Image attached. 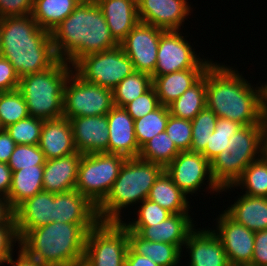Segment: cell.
I'll use <instances>...</instances> for the list:
<instances>
[{
    "instance_id": "obj_1",
    "label": "cell",
    "mask_w": 267,
    "mask_h": 266,
    "mask_svg": "<svg viewBox=\"0 0 267 266\" xmlns=\"http://www.w3.org/2000/svg\"><path fill=\"white\" fill-rule=\"evenodd\" d=\"M267 82L251 85L238 70L212 63L206 70V107L218 118L257 125L265 119Z\"/></svg>"
},
{
    "instance_id": "obj_2",
    "label": "cell",
    "mask_w": 267,
    "mask_h": 266,
    "mask_svg": "<svg viewBox=\"0 0 267 266\" xmlns=\"http://www.w3.org/2000/svg\"><path fill=\"white\" fill-rule=\"evenodd\" d=\"M51 37L57 58L71 66L87 54L119 45L111 35L96 1L80 2L74 11L52 30Z\"/></svg>"
},
{
    "instance_id": "obj_3",
    "label": "cell",
    "mask_w": 267,
    "mask_h": 266,
    "mask_svg": "<svg viewBox=\"0 0 267 266\" xmlns=\"http://www.w3.org/2000/svg\"><path fill=\"white\" fill-rule=\"evenodd\" d=\"M0 55L18 76L44 71L57 60L51 33L38 26L32 15L0 18Z\"/></svg>"
},
{
    "instance_id": "obj_4",
    "label": "cell",
    "mask_w": 267,
    "mask_h": 266,
    "mask_svg": "<svg viewBox=\"0 0 267 266\" xmlns=\"http://www.w3.org/2000/svg\"><path fill=\"white\" fill-rule=\"evenodd\" d=\"M96 225L51 222L29 230L19 248L46 266H68L83 260L86 235Z\"/></svg>"
},
{
    "instance_id": "obj_5",
    "label": "cell",
    "mask_w": 267,
    "mask_h": 266,
    "mask_svg": "<svg viewBox=\"0 0 267 266\" xmlns=\"http://www.w3.org/2000/svg\"><path fill=\"white\" fill-rule=\"evenodd\" d=\"M163 171L164 167L160 164L126 158L107 196L97 206L100 222H122L121 210L147 199L151 187Z\"/></svg>"
},
{
    "instance_id": "obj_6",
    "label": "cell",
    "mask_w": 267,
    "mask_h": 266,
    "mask_svg": "<svg viewBox=\"0 0 267 266\" xmlns=\"http://www.w3.org/2000/svg\"><path fill=\"white\" fill-rule=\"evenodd\" d=\"M73 66L57 60L50 68L20 78L22 94L31 117L53 120L63 117L64 85Z\"/></svg>"
},
{
    "instance_id": "obj_7",
    "label": "cell",
    "mask_w": 267,
    "mask_h": 266,
    "mask_svg": "<svg viewBox=\"0 0 267 266\" xmlns=\"http://www.w3.org/2000/svg\"><path fill=\"white\" fill-rule=\"evenodd\" d=\"M265 137V119L257 125L243 126L230 137L228 149L210 162L212 177L221 189L233 186L249 164L263 155Z\"/></svg>"
},
{
    "instance_id": "obj_8",
    "label": "cell",
    "mask_w": 267,
    "mask_h": 266,
    "mask_svg": "<svg viewBox=\"0 0 267 266\" xmlns=\"http://www.w3.org/2000/svg\"><path fill=\"white\" fill-rule=\"evenodd\" d=\"M126 157L113 153L82 154L75 189L98 206L107 196Z\"/></svg>"
},
{
    "instance_id": "obj_9",
    "label": "cell",
    "mask_w": 267,
    "mask_h": 266,
    "mask_svg": "<svg viewBox=\"0 0 267 266\" xmlns=\"http://www.w3.org/2000/svg\"><path fill=\"white\" fill-rule=\"evenodd\" d=\"M128 247L122 222H99L86 235L83 260L88 266H124Z\"/></svg>"
},
{
    "instance_id": "obj_10",
    "label": "cell",
    "mask_w": 267,
    "mask_h": 266,
    "mask_svg": "<svg viewBox=\"0 0 267 266\" xmlns=\"http://www.w3.org/2000/svg\"><path fill=\"white\" fill-rule=\"evenodd\" d=\"M73 69L84 81L111 90L135 71L120 45L83 56L73 65Z\"/></svg>"
},
{
    "instance_id": "obj_11",
    "label": "cell",
    "mask_w": 267,
    "mask_h": 266,
    "mask_svg": "<svg viewBox=\"0 0 267 266\" xmlns=\"http://www.w3.org/2000/svg\"><path fill=\"white\" fill-rule=\"evenodd\" d=\"M113 90L84 81L74 71L63 91V117L106 115L114 107Z\"/></svg>"
},
{
    "instance_id": "obj_12",
    "label": "cell",
    "mask_w": 267,
    "mask_h": 266,
    "mask_svg": "<svg viewBox=\"0 0 267 266\" xmlns=\"http://www.w3.org/2000/svg\"><path fill=\"white\" fill-rule=\"evenodd\" d=\"M179 30L164 31L159 40L157 63L152 77L185 70L208 69L213 61L201 59Z\"/></svg>"
},
{
    "instance_id": "obj_13",
    "label": "cell",
    "mask_w": 267,
    "mask_h": 266,
    "mask_svg": "<svg viewBox=\"0 0 267 266\" xmlns=\"http://www.w3.org/2000/svg\"><path fill=\"white\" fill-rule=\"evenodd\" d=\"M164 170L186 195L197 192L206 179L212 193L222 191L212 177L210 162L201 153L180 152Z\"/></svg>"
},
{
    "instance_id": "obj_14",
    "label": "cell",
    "mask_w": 267,
    "mask_h": 266,
    "mask_svg": "<svg viewBox=\"0 0 267 266\" xmlns=\"http://www.w3.org/2000/svg\"><path fill=\"white\" fill-rule=\"evenodd\" d=\"M164 31L139 21L119 44L133 63L135 71L151 76L154 74L159 40Z\"/></svg>"
},
{
    "instance_id": "obj_15",
    "label": "cell",
    "mask_w": 267,
    "mask_h": 266,
    "mask_svg": "<svg viewBox=\"0 0 267 266\" xmlns=\"http://www.w3.org/2000/svg\"><path fill=\"white\" fill-rule=\"evenodd\" d=\"M212 231L221 241L230 266L250 265L254 252L255 232L236 222L225 211L217 218Z\"/></svg>"
},
{
    "instance_id": "obj_16",
    "label": "cell",
    "mask_w": 267,
    "mask_h": 266,
    "mask_svg": "<svg viewBox=\"0 0 267 266\" xmlns=\"http://www.w3.org/2000/svg\"><path fill=\"white\" fill-rule=\"evenodd\" d=\"M188 0H137L139 21L165 31L179 30L188 15L191 5Z\"/></svg>"
},
{
    "instance_id": "obj_17",
    "label": "cell",
    "mask_w": 267,
    "mask_h": 266,
    "mask_svg": "<svg viewBox=\"0 0 267 266\" xmlns=\"http://www.w3.org/2000/svg\"><path fill=\"white\" fill-rule=\"evenodd\" d=\"M76 151L81 154L108 153L107 115L68 118Z\"/></svg>"
},
{
    "instance_id": "obj_18",
    "label": "cell",
    "mask_w": 267,
    "mask_h": 266,
    "mask_svg": "<svg viewBox=\"0 0 267 266\" xmlns=\"http://www.w3.org/2000/svg\"><path fill=\"white\" fill-rule=\"evenodd\" d=\"M199 230L194 228L184 244L190 253L188 266H230L224 247L212 229Z\"/></svg>"
},
{
    "instance_id": "obj_19",
    "label": "cell",
    "mask_w": 267,
    "mask_h": 266,
    "mask_svg": "<svg viewBox=\"0 0 267 266\" xmlns=\"http://www.w3.org/2000/svg\"><path fill=\"white\" fill-rule=\"evenodd\" d=\"M19 239L29 230L54 222V193L41 191L14 209Z\"/></svg>"
},
{
    "instance_id": "obj_20",
    "label": "cell",
    "mask_w": 267,
    "mask_h": 266,
    "mask_svg": "<svg viewBox=\"0 0 267 266\" xmlns=\"http://www.w3.org/2000/svg\"><path fill=\"white\" fill-rule=\"evenodd\" d=\"M108 153L138 158L140 148L135 136L134 120L123 107L114 106L107 114Z\"/></svg>"
},
{
    "instance_id": "obj_21",
    "label": "cell",
    "mask_w": 267,
    "mask_h": 266,
    "mask_svg": "<svg viewBox=\"0 0 267 266\" xmlns=\"http://www.w3.org/2000/svg\"><path fill=\"white\" fill-rule=\"evenodd\" d=\"M193 219L188 213L172 214L159 224L152 226H126L147 241L165 242L184 248L188 234L194 229Z\"/></svg>"
},
{
    "instance_id": "obj_22",
    "label": "cell",
    "mask_w": 267,
    "mask_h": 266,
    "mask_svg": "<svg viewBox=\"0 0 267 266\" xmlns=\"http://www.w3.org/2000/svg\"><path fill=\"white\" fill-rule=\"evenodd\" d=\"M70 224H98L97 206L76 189L54 193V222Z\"/></svg>"
},
{
    "instance_id": "obj_23",
    "label": "cell",
    "mask_w": 267,
    "mask_h": 266,
    "mask_svg": "<svg viewBox=\"0 0 267 266\" xmlns=\"http://www.w3.org/2000/svg\"><path fill=\"white\" fill-rule=\"evenodd\" d=\"M38 145L46 160L76 153L69 119L44 120Z\"/></svg>"
},
{
    "instance_id": "obj_24",
    "label": "cell",
    "mask_w": 267,
    "mask_h": 266,
    "mask_svg": "<svg viewBox=\"0 0 267 266\" xmlns=\"http://www.w3.org/2000/svg\"><path fill=\"white\" fill-rule=\"evenodd\" d=\"M81 153L46 160L43 172V191L63 193L75 189Z\"/></svg>"
},
{
    "instance_id": "obj_25",
    "label": "cell",
    "mask_w": 267,
    "mask_h": 266,
    "mask_svg": "<svg viewBox=\"0 0 267 266\" xmlns=\"http://www.w3.org/2000/svg\"><path fill=\"white\" fill-rule=\"evenodd\" d=\"M113 38L120 44L139 23L137 0H96Z\"/></svg>"
},
{
    "instance_id": "obj_26",
    "label": "cell",
    "mask_w": 267,
    "mask_h": 266,
    "mask_svg": "<svg viewBox=\"0 0 267 266\" xmlns=\"http://www.w3.org/2000/svg\"><path fill=\"white\" fill-rule=\"evenodd\" d=\"M207 69H185L162 76L152 77L161 105L168 106L178 99L188 88L194 85Z\"/></svg>"
},
{
    "instance_id": "obj_27",
    "label": "cell",
    "mask_w": 267,
    "mask_h": 266,
    "mask_svg": "<svg viewBox=\"0 0 267 266\" xmlns=\"http://www.w3.org/2000/svg\"><path fill=\"white\" fill-rule=\"evenodd\" d=\"M224 210L236 222L254 232L267 229V198L241 195Z\"/></svg>"
},
{
    "instance_id": "obj_28",
    "label": "cell",
    "mask_w": 267,
    "mask_h": 266,
    "mask_svg": "<svg viewBox=\"0 0 267 266\" xmlns=\"http://www.w3.org/2000/svg\"><path fill=\"white\" fill-rule=\"evenodd\" d=\"M43 172L44 165H34L12 172V183L7 199L13 209L24 200L43 191Z\"/></svg>"
},
{
    "instance_id": "obj_29",
    "label": "cell",
    "mask_w": 267,
    "mask_h": 266,
    "mask_svg": "<svg viewBox=\"0 0 267 266\" xmlns=\"http://www.w3.org/2000/svg\"><path fill=\"white\" fill-rule=\"evenodd\" d=\"M187 195L182 192L165 172L157 178L148 195L149 200L159 204L172 214L189 213Z\"/></svg>"
},
{
    "instance_id": "obj_30",
    "label": "cell",
    "mask_w": 267,
    "mask_h": 266,
    "mask_svg": "<svg viewBox=\"0 0 267 266\" xmlns=\"http://www.w3.org/2000/svg\"><path fill=\"white\" fill-rule=\"evenodd\" d=\"M129 247L137 254L149 257L159 266H177L182 257V250L165 242L144 240L137 233L128 229Z\"/></svg>"
},
{
    "instance_id": "obj_31",
    "label": "cell",
    "mask_w": 267,
    "mask_h": 266,
    "mask_svg": "<svg viewBox=\"0 0 267 266\" xmlns=\"http://www.w3.org/2000/svg\"><path fill=\"white\" fill-rule=\"evenodd\" d=\"M80 2L79 0H34L32 17L40 28L51 33Z\"/></svg>"
},
{
    "instance_id": "obj_32",
    "label": "cell",
    "mask_w": 267,
    "mask_h": 266,
    "mask_svg": "<svg viewBox=\"0 0 267 266\" xmlns=\"http://www.w3.org/2000/svg\"><path fill=\"white\" fill-rule=\"evenodd\" d=\"M205 107L206 71L194 85L168 105L170 115L187 120H192Z\"/></svg>"
},
{
    "instance_id": "obj_33",
    "label": "cell",
    "mask_w": 267,
    "mask_h": 266,
    "mask_svg": "<svg viewBox=\"0 0 267 266\" xmlns=\"http://www.w3.org/2000/svg\"><path fill=\"white\" fill-rule=\"evenodd\" d=\"M234 186L241 187L242 190L245 188L244 195L267 198V158L262 155L251 162L233 186L222 188L221 192L235 188Z\"/></svg>"
},
{
    "instance_id": "obj_34",
    "label": "cell",
    "mask_w": 267,
    "mask_h": 266,
    "mask_svg": "<svg viewBox=\"0 0 267 266\" xmlns=\"http://www.w3.org/2000/svg\"><path fill=\"white\" fill-rule=\"evenodd\" d=\"M180 153L166 131L160 132L141 148L138 158L162 165L164 168Z\"/></svg>"
},
{
    "instance_id": "obj_35",
    "label": "cell",
    "mask_w": 267,
    "mask_h": 266,
    "mask_svg": "<svg viewBox=\"0 0 267 266\" xmlns=\"http://www.w3.org/2000/svg\"><path fill=\"white\" fill-rule=\"evenodd\" d=\"M152 87V76L134 71L113 89L114 105L124 107Z\"/></svg>"
},
{
    "instance_id": "obj_36",
    "label": "cell",
    "mask_w": 267,
    "mask_h": 266,
    "mask_svg": "<svg viewBox=\"0 0 267 266\" xmlns=\"http://www.w3.org/2000/svg\"><path fill=\"white\" fill-rule=\"evenodd\" d=\"M169 116L168 106L160 105L154 111L134 120L135 136L139 148L155 135L166 130Z\"/></svg>"
},
{
    "instance_id": "obj_37",
    "label": "cell",
    "mask_w": 267,
    "mask_h": 266,
    "mask_svg": "<svg viewBox=\"0 0 267 266\" xmlns=\"http://www.w3.org/2000/svg\"><path fill=\"white\" fill-rule=\"evenodd\" d=\"M243 126L225 118H218L215 130L209 136L208 143L201 154L211 162L222 151L228 149L229 139Z\"/></svg>"
},
{
    "instance_id": "obj_38",
    "label": "cell",
    "mask_w": 267,
    "mask_h": 266,
    "mask_svg": "<svg viewBox=\"0 0 267 266\" xmlns=\"http://www.w3.org/2000/svg\"><path fill=\"white\" fill-rule=\"evenodd\" d=\"M29 116L25 99L18 89L0 92V124L2 129Z\"/></svg>"
},
{
    "instance_id": "obj_39",
    "label": "cell",
    "mask_w": 267,
    "mask_h": 266,
    "mask_svg": "<svg viewBox=\"0 0 267 266\" xmlns=\"http://www.w3.org/2000/svg\"><path fill=\"white\" fill-rule=\"evenodd\" d=\"M217 115L205 107L192 120V142L190 152L201 153L207 143L209 136L215 130Z\"/></svg>"
},
{
    "instance_id": "obj_40",
    "label": "cell",
    "mask_w": 267,
    "mask_h": 266,
    "mask_svg": "<svg viewBox=\"0 0 267 266\" xmlns=\"http://www.w3.org/2000/svg\"><path fill=\"white\" fill-rule=\"evenodd\" d=\"M43 123V119L29 116L4 129L17 145H38Z\"/></svg>"
},
{
    "instance_id": "obj_41",
    "label": "cell",
    "mask_w": 267,
    "mask_h": 266,
    "mask_svg": "<svg viewBox=\"0 0 267 266\" xmlns=\"http://www.w3.org/2000/svg\"><path fill=\"white\" fill-rule=\"evenodd\" d=\"M44 153L39 145H16L8 166L13 171L45 164Z\"/></svg>"
},
{
    "instance_id": "obj_42",
    "label": "cell",
    "mask_w": 267,
    "mask_h": 266,
    "mask_svg": "<svg viewBox=\"0 0 267 266\" xmlns=\"http://www.w3.org/2000/svg\"><path fill=\"white\" fill-rule=\"evenodd\" d=\"M165 131L180 152L190 151L192 142L191 120L170 115Z\"/></svg>"
},
{
    "instance_id": "obj_43",
    "label": "cell",
    "mask_w": 267,
    "mask_h": 266,
    "mask_svg": "<svg viewBox=\"0 0 267 266\" xmlns=\"http://www.w3.org/2000/svg\"><path fill=\"white\" fill-rule=\"evenodd\" d=\"M141 204L137 211L138 219L135 218L133 222L128 223L122 221L125 226H152V224H159L172 215L171 212L149 199H145Z\"/></svg>"
},
{
    "instance_id": "obj_44",
    "label": "cell",
    "mask_w": 267,
    "mask_h": 266,
    "mask_svg": "<svg viewBox=\"0 0 267 266\" xmlns=\"http://www.w3.org/2000/svg\"><path fill=\"white\" fill-rule=\"evenodd\" d=\"M160 105L155 88L152 86L148 91L126 104L123 108L133 120H136L154 111Z\"/></svg>"
},
{
    "instance_id": "obj_45",
    "label": "cell",
    "mask_w": 267,
    "mask_h": 266,
    "mask_svg": "<svg viewBox=\"0 0 267 266\" xmlns=\"http://www.w3.org/2000/svg\"><path fill=\"white\" fill-rule=\"evenodd\" d=\"M18 241V242H17ZM20 246V239L17 234L15 219L8 225L0 227V265H4L13 254L15 243Z\"/></svg>"
},
{
    "instance_id": "obj_46",
    "label": "cell",
    "mask_w": 267,
    "mask_h": 266,
    "mask_svg": "<svg viewBox=\"0 0 267 266\" xmlns=\"http://www.w3.org/2000/svg\"><path fill=\"white\" fill-rule=\"evenodd\" d=\"M34 0H0V18L32 15Z\"/></svg>"
},
{
    "instance_id": "obj_47",
    "label": "cell",
    "mask_w": 267,
    "mask_h": 266,
    "mask_svg": "<svg viewBox=\"0 0 267 266\" xmlns=\"http://www.w3.org/2000/svg\"><path fill=\"white\" fill-rule=\"evenodd\" d=\"M20 77L13 65L0 55V92L18 89Z\"/></svg>"
},
{
    "instance_id": "obj_48",
    "label": "cell",
    "mask_w": 267,
    "mask_h": 266,
    "mask_svg": "<svg viewBox=\"0 0 267 266\" xmlns=\"http://www.w3.org/2000/svg\"><path fill=\"white\" fill-rule=\"evenodd\" d=\"M251 266H267V229L256 231Z\"/></svg>"
},
{
    "instance_id": "obj_49",
    "label": "cell",
    "mask_w": 267,
    "mask_h": 266,
    "mask_svg": "<svg viewBox=\"0 0 267 266\" xmlns=\"http://www.w3.org/2000/svg\"><path fill=\"white\" fill-rule=\"evenodd\" d=\"M16 143L9 136L5 129L0 130V163L8 164L11 154L13 153Z\"/></svg>"
},
{
    "instance_id": "obj_50",
    "label": "cell",
    "mask_w": 267,
    "mask_h": 266,
    "mask_svg": "<svg viewBox=\"0 0 267 266\" xmlns=\"http://www.w3.org/2000/svg\"><path fill=\"white\" fill-rule=\"evenodd\" d=\"M12 183V170L6 163H0V197H8Z\"/></svg>"
},
{
    "instance_id": "obj_51",
    "label": "cell",
    "mask_w": 267,
    "mask_h": 266,
    "mask_svg": "<svg viewBox=\"0 0 267 266\" xmlns=\"http://www.w3.org/2000/svg\"><path fill=\"white\" fill-rule=\"evenodd\" d=\"M124 266H159V265L154 263L149 257L139 255L135 253L130 247H128Z\"/></svg>"
},
{
    "instance_id": "obj_52",
    "label": "cell",
    "mask_w": 267,
    "mask_h": 266,
    "mask_svg": "<svg viewBox=\"0 0 267 266\" xmlns=\"http://www.w3.org/2000/svg\"><path fill=\"white\" fill-rule=\"evenodd\" d=\"M19 249L17 259L14 261L13 256H11L5 263L11 266H46L29 257L21 248Z\"/></svg>"
},
{
    "instance_id": "obj_53",
    "label": "cell",
    "mask_w": 267,
    "mask_h": 266,
    "mask_svg": "<svg viewBox=\"0 0 267 266\" xmlns=\"http://www.w3.org/2000/svg\"><path fill=\"white\" fill-rule=\"evenodd\" d=\"M14 219V209L8 199L0 197V227L8 225Z\"/></svg>"
},
{
    "instance_id": "obj_54",
    "label": "cell",
    "mask_w": 267,
    "mask_h": 266,
    "mask_svg": "<svg viewBox=\"0 0 267 266\" xmlns=\"http://www.w3.org/2000/svg\"><path fill=\"white\" fill-rule=\"evenodd\" d=\"M68 266H88L84 260L70 264Z\"/></svg>"
},
{
    "instance_id": "obj_55",
    "label": "cell",
    "mask_w": 267,
    "mask_h": 266,
    "mask_svg": "<svg viewBox=\"0 0 267 266\" xmlns=\"http://www.w3.org/2000/svg\"><path fill=\"white\" fill-rule=\"evenodd\" d=\"M263 155L267 158V134L264 141Z\"/></svg>"
},
{
    "instance_id": "obj_56",
    "label": "cell",
    "mask_w": 267,
    "mask_h": 266,
    "mask_svg": "<svg viewBox=\"0 0 267 266\" xmlns=\"http://www.w3.org/2000/svg\"><path fill=\"white\" fill-rule=\"evenodd\" d=\"M265 120H266V134H267V97L265 101Z\"/></svg>"
},
{
    "instance_id": "obj_57",
    "label": "cell",
    "mask_w": 267,
    "mask_h": 266,
    "mask_svg": "<svg viewBox=\"0 0 267 266\" xmlns=\"http://www.w3.org/2000/svg\"><path fill=\"white\" fill-rule=\"evenodd\" d=\"M81 2H91V1H96V0H79Z\"/></svg>"
},
{
    "instance_id": "obj_58",
    "label": "cell",
    "mask_w": 267,
    "mask_h": 266,
    "mask_svg": "<svg viewBox=\"0 0 267 266\" xmlns=\"http://www.w3.org/2000/svg\"><path fill=\"white\" fill-rule=\"evenodd\" d=\"M234 266H251V265H234Z\"/></svg>"
}]
</instances>
